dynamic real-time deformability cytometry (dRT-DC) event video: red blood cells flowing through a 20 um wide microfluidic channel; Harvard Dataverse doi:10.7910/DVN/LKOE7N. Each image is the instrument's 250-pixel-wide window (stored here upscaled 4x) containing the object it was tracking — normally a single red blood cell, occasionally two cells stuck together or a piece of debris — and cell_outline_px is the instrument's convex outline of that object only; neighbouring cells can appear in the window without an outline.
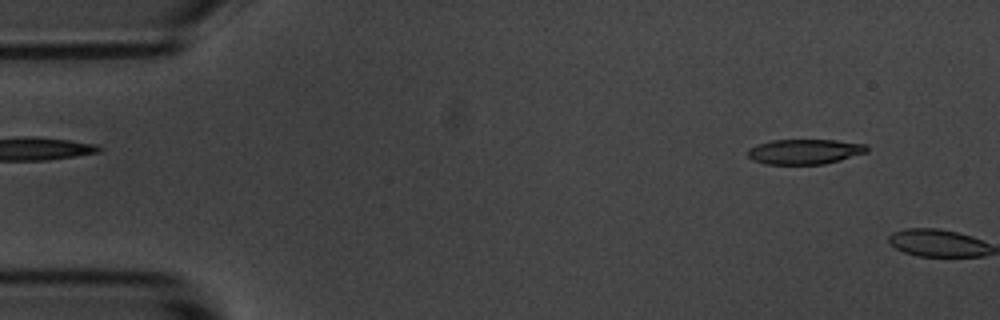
{"species": "common noctule bat (a hibernating species)", "species_latin": "Nyctalus noctula", "temperature_condition": "room temperature", "stored_images_in_passage": 2, "camera_frame_rate_fps": 3000, "um_per_image_px": 0.085, "animal": {"sex": "male", "body_mass_g": 20.1, "forearm_length_mm": 53.5}, "frame": {"image": 1, "passage_image": 1, "time_ms": 0.0, "image_size_px": [1000, 320], "cell_outline_px": [[868, 152], [840, 160], [824, 164], [764, 164], [752, 160], [748, 156], [748, 148], [756, 144], [772, 140], [836, 140], [868, 144]], "centroid_in_image_um": [68.4, 12.88], "position_along_channel_um": 16.6, "area_um2": 17.57}}